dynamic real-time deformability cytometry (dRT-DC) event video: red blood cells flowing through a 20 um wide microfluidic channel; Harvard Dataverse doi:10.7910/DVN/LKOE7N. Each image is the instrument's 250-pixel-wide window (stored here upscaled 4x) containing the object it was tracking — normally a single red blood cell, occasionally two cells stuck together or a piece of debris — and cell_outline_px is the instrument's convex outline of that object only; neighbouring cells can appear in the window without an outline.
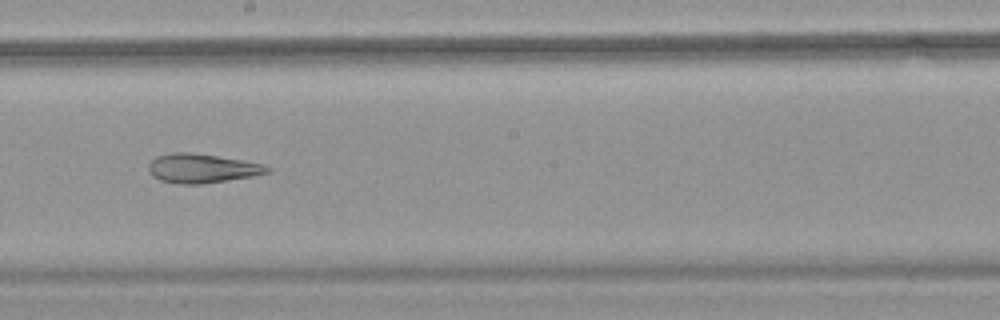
{"species": "common noctule bat (a hibernating species)", "species_latin": "Nyctalus noctula", "temperature_condition": "warm", "stored_images_in_passage": 54, "camera_frame_rate_fps": 3000, "um_per_image_px": 0.085, "animal": {"sex": "female", "body_mass_g": 18.4}, "frame": {"image": 1, "passage_image": 31, "time_ms": 10.0, "image_size_px": [1000, 320], "cell_outline_px": [[272, 168], [268, 172], [252, 176], [200, 184], [180, 184], [160, 180], [152, 176], [148, 172], [148, 164], [156, 156], [176, 152], [188, 152], [216, 156], [264, 164]], "centroid_in_image_um": [17.12, 14.31], "position_along_channel_um": 231.1, "area_um2": 19.94}, "authors_computed_cell_mechanics": {"area_um2": 27.3683, "velocity_mm_per_s": 3.7697, "shape_relaxation_time_tau1_ms": null, "shape_relaxation_time_tau2_ms": 4.507, "deformation_change_tau1": null, "deformation_change_tau2": 0.1578}}